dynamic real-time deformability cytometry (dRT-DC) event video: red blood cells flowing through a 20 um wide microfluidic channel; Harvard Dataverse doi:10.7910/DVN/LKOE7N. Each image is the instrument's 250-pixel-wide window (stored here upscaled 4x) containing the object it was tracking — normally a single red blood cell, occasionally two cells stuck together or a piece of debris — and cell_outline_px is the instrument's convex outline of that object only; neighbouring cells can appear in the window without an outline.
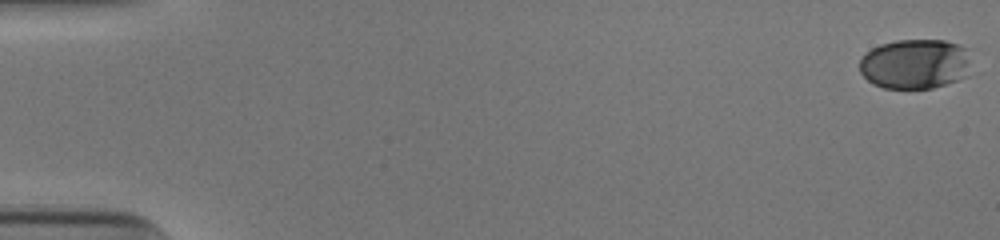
{"species": "human", "species_latin": "Homo sapiens", "temperature_condition": "cold", "stored_images_in_passage": 49, "camera_frame_rate_fps": 3000, "um_per_image_px": 0.085, "donor": {"sex": "male"}, "frame": {"image": 1, "passage_image": 1, "time_ms": 0.0, "image_size_px": [1000, 240], "cell_outline_px": [[968, 76], [932, 88], [884, 88], [872, 84], [860, 72], [860, 60], [872, 48], [880, 44], [896, 40], [944, 40], [956, 44], [964, 48]], "centroid_in_image_um": [77.71, 5.44], "position_along_channel_um": 7.3, "area_um2": 31.91}}
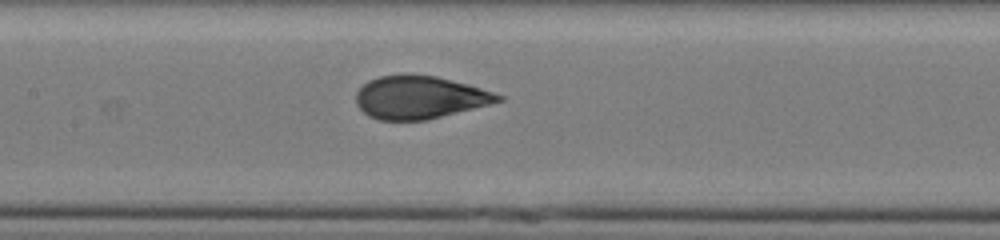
{"frame": {"image": 2, "passage_image": 27, "time_ms": 8.667, "image_size_px": [1000, 240], "cell_outline_px": [[504, 100], [428, 120], [380, 120], [368, 116], [356, 104], [356, 92], [368, 80], [380, 76], [404, 72], [408, 72], [436, 76], [468, 84], [504, 96]], "centroid_in_image_um": [35.63, 8.25], "position_along_channel_um": 171.8, "area_um2": 35.78}}
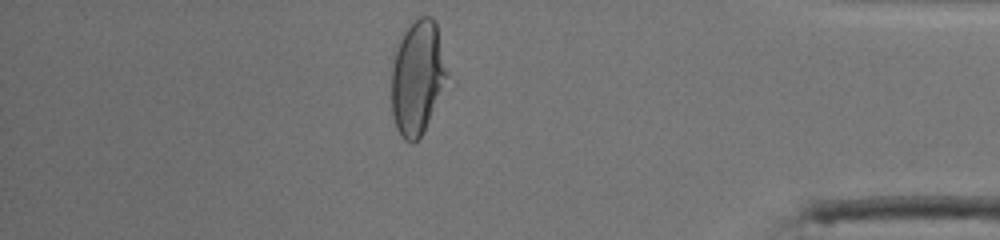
{"frame": {"image": 3, "passage_image": 47, "time_ms": 15.333, "image_size_px": [1000, 240], "cell_outline_px": [[444, 76], [440, 88], [428, 120], [420, 136], [412, 144], [404, 140], [400, 136], [396, 128], [392, 116], [392, 52], [396, 44], [408, 24], [412, 20], [420, 16], [432, 16], [436, 24], [444, 68]], "centroid_in_image_um": [35.36, 6.54], "position_along_channel_um": 399.8, "area_um2": 35.78}, "authors_computed_cell_mechanics": {"area_um2": 35.3158, "velocity_mm_per_s": 3.8961, "shape_relaxation_time_tau1_ms": 5.3066, "shape_relaxation_time_tau2_ms": null, "deformation_change_tau1": 0.2072, "deformation_change_tau2": null}}